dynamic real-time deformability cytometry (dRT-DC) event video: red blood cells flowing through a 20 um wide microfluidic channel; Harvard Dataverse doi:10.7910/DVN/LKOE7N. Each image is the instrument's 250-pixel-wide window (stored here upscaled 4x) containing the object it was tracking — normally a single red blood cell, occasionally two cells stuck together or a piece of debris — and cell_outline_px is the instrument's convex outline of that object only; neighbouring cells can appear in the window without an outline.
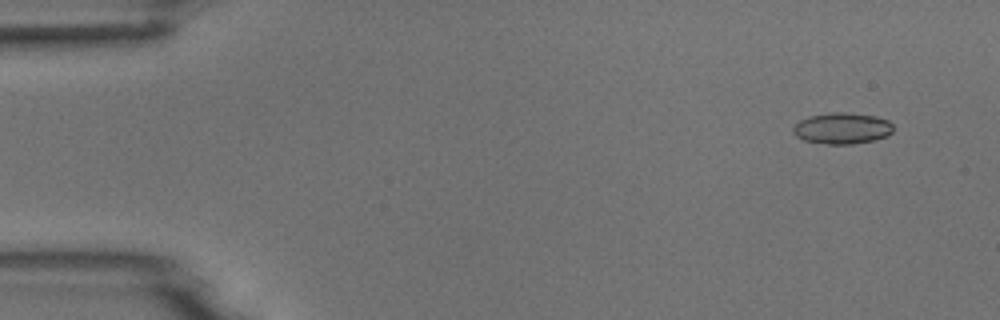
{"species": "common noctule bat (a hibernating species)", "species_latin": "Nyctalus noctula", "temperature_condition": "room temperature", "stored_images_in_passage": 6, "camera_frame_rate_fps": 3000, "um_per_image_px": 0.085, "animal": {"sex": "male", "body_mass_g": 18.8}, "frame": {"image": 1, "passage_image": 1, "time_ms": 0.0, "image_size_px": [1000, 320], "cell_outline_px": [[892, 132], [888, 136], [872, 140], [852, 144], [828, 144], [804, 140], [796, 136], [792, 132], [792, 128], [800, 120], [808, 116], [832, 112], [844, 112], [876, 116], [888, 120], [892, 124]], "centroid_in_image_um": [71.57, 10.9], "position_along_channel_um": 13.4, "area_um2": 18.21}}
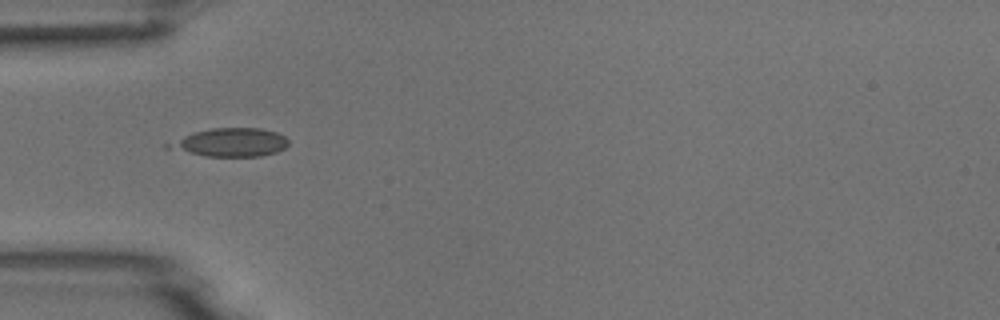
{"frame": {"image": 2, "passage_image": 4, "time_ms": 4.333, "image_size_px": [1000, 320], "cell_outline_px": [[288, 144], [284, 148], [276, 152], [260, 156], [204, 156], [164, 148], [164, 144], [184, 136], [196, 132], [212, 128], [260, 128], [276, 132], [284, 136], [288, 140]], "centroid_in_image_um": [19.55, 12.11], "position_along_channel_um": 65.4, "area_um2": 19.71}}